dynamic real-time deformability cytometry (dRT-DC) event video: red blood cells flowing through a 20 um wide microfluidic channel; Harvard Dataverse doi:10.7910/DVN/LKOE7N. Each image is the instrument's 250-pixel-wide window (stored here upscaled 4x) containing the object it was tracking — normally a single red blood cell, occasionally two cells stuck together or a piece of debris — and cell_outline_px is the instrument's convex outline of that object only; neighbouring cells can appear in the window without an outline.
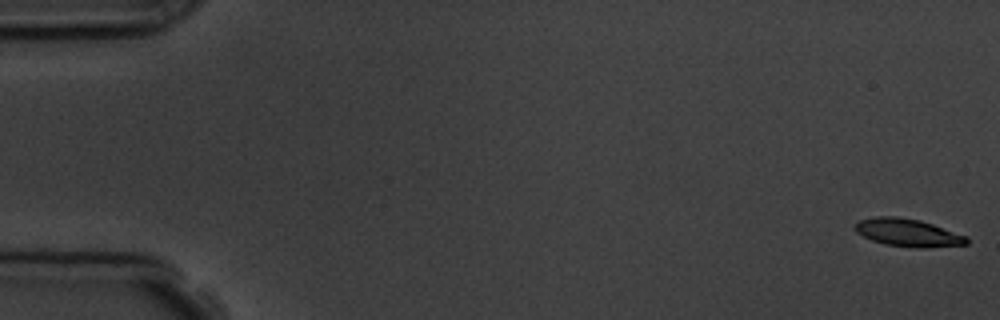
{"species": "common noctule bat (a hibernating species)", "species_latin": "Nyctalus noctula", "temperature_condition": "room temperature", "stored_images_in_passage": 6, "camera_frame_rate_fps": 3000, "um_per_image_px": 0.085, "animal": {"sex": "male", "body_mass_g": 19.5, "forearm_length_mm": 54.6}, "frame": {"image": 1, "passage_image": 1, "time_ms": 0.0, "image_size_px": [1000, 320], "cell_outline_px": [[968, 244], [920, 248], [916, 248], [884, 244], [872, 240], [856, 232], [856, 224], [860, 220], [876, 216], [896, 216], [920, 220], [968, 236]], "centroid_in_image_um": [77.19, 19.77], "position_along_channel_um": 7.8, "area_um2": 17.92}}
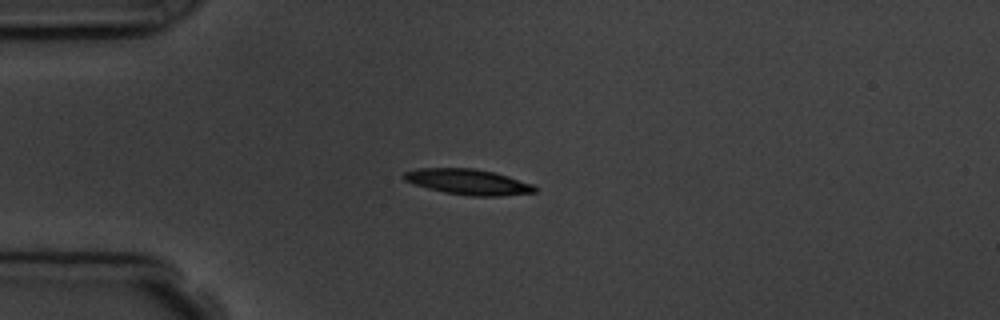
{"frame": {"image": 2, "passage_image": 4, "time_ms": 4.333, "image_size_px": [1000, 320], "cell_outline_px": [[536, 192], [500, 196], [472, 196], [444, 192], [428, 188], [404, 180], [400, 176], [404, 172], [420, 168], [472, 168], [496, 172], [532, 184], [536, 188]], "centroid_in_image_um": [39.78, 15.45], "position_along_channel_um": 45.2, "area_um2": 19.42}}